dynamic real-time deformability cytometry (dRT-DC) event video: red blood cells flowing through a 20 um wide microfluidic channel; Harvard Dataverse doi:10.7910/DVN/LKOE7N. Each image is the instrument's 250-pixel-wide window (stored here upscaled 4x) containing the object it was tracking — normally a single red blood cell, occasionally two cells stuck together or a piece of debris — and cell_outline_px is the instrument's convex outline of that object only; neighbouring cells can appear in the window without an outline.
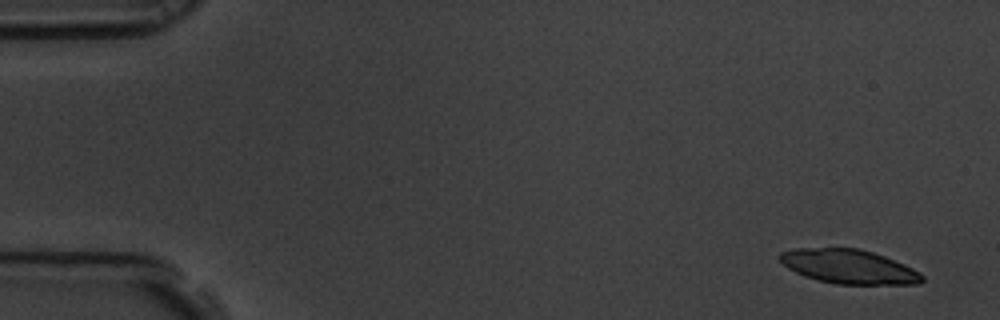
{"species": "common noctule bat (a hibernating species)", "species_latin": "Nyctalus noctula", "temperature_condition": "room temperature", "stored_images_in_passage": 10, "camera_frame_rate_fps": 3000, "um_per_image_px": 0.085, "animal": {"sex": "male", "body_mass_g": 19.5, "forearm_length_mm": 54.6}, "frame": {"image": 1, "passage_image": 1, "time_ms": 0.0, "image_size_px": [1000, 320], "cell_outline_px": [[924, 280], [920, 284], [836, 284], [804, 276], [788, 268], [780, 260], [780, 252], [792, 248], [860, 248], [884, 256], [904, 264], [920, 272], [924, 276]], "centroid_in_image_um": [72.17, 22.66], "position_along_channel_um": 12.8, "area_um2": 28.26}}